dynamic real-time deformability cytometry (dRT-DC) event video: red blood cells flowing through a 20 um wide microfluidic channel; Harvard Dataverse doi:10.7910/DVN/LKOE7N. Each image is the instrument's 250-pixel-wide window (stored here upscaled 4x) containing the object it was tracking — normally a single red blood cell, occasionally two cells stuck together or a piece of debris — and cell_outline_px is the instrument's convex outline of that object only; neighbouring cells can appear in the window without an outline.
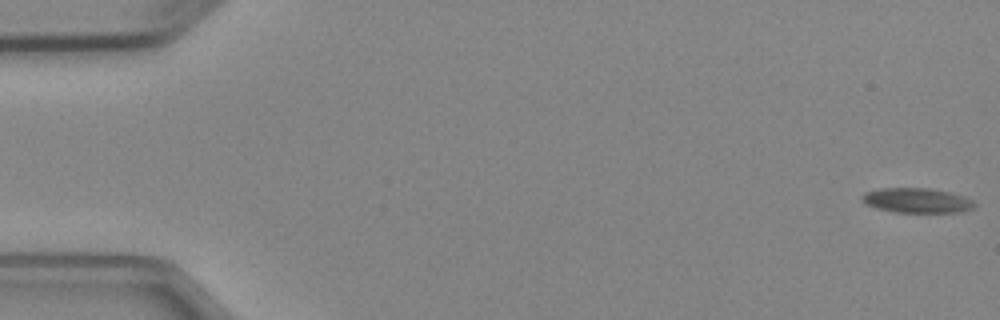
{"species": "Egyptian fruit bat (a non-hibernating species)", "species_latin": "Rousettus aegyptiacus", "temperature_condition": "cold", "stored_images_in_passage": 4, "camera_frame_rate_fps": 3000, "um_per_image_px": 0.085, "animal": {"sex": "female"}, "frame": {"image": 1, "passage_image": 1, "time_ms": 0.0, "image_size_px": [1000, 320], "cell_outline_px": [[976, 204], [972, 208], [960, 212], [896, 212], [876, 208], [864, 204], [860, 200], [860, 196], [864, 192], [880, 188], [928, 188], [948, 192], [964, 196], [972, 200]], "centroid_in_image_um": [77.87, 17.03], "position_along_channel_um": 7.1, "area_um2": 16.3}}
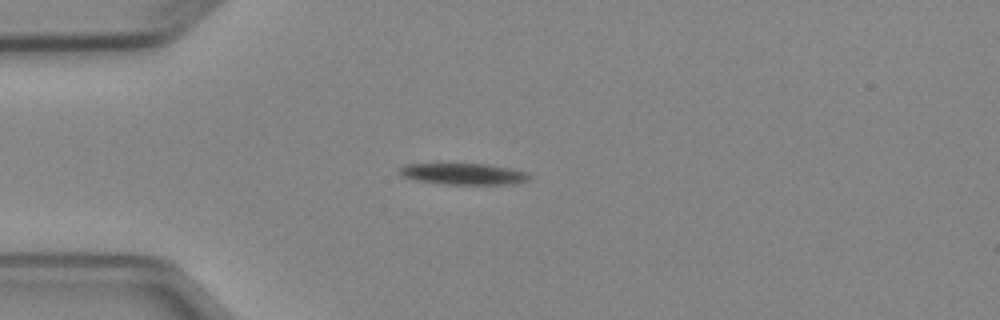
{"frame": {"image": 2, "passage_image": 4, "time_ms": 4.333, "image_size_px": [1000, 320], "cell_outline_px": [[532, 176], [528, 180], [512, 184], [448, 184], [416, 180], [404, 176], [400, 172], [400, 168], [404, 164], [488, 164], [512, 168], [528, 172]], "centroid_in_image_um": [39.48, 14.78], "position_along_channel_um": 45.5, "area_um2": 16.01}}